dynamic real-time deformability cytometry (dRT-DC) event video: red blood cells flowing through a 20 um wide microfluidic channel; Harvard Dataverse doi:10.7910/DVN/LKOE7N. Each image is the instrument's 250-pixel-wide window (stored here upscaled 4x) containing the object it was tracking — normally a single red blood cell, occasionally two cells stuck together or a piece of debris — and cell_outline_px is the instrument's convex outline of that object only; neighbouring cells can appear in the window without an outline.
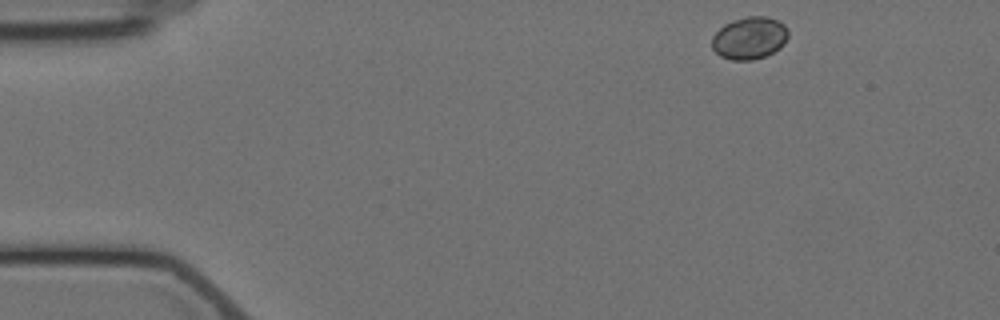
{"species": "Egyptian fruit bat (a non-hibernating species)", "species_latin": "Rousettus aegyptiacus", "temperature_condition": "cold", "stored_images_in_passage": 3, "camera_frame_rate_fps": 3000, "um_per_image_px": 0.085, "animal": {"sex": "female"}, "frame": {"image": 1, "passage_image": 1, "time_ms": 0.0, "image_size_px": [1000, 320], "cell_outline_px": [[788, 36], [784, 44], [780, 48], [764, 56], [752, 60], [732, 60], [720, 56], [712, 48], [712, 36], [724, 24], [732, 20], [748, 16], [768, 16], [784, 24], [788, 28]], "centroid_in_image_um": [63.71, 3.22], "position_along_channel_um": 21.3, "area_um2": 18.9}}